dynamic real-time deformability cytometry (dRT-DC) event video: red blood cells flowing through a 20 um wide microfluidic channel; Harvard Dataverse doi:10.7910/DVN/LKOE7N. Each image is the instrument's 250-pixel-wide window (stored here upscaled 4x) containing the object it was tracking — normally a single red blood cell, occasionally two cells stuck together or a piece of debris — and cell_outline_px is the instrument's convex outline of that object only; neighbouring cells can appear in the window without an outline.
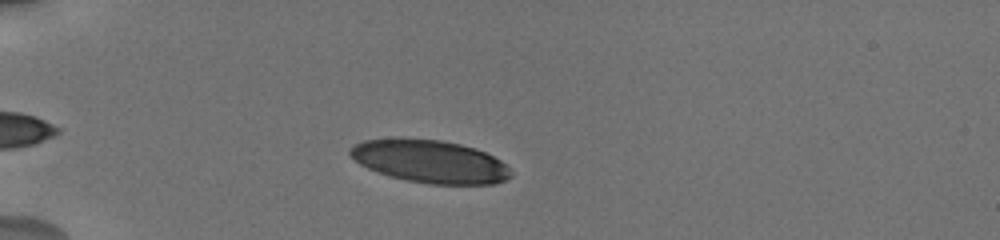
{"species": "human", "species_latin": "Homo sapiens", "temperature_condition": "cold", "stored_images_in_passage": 50, "camera_frame_rate_fps": 3000, "um_per_image_px": 0.085, "donor": {"sex": "male"}, "frame": {"image": 1, "passage_image": 13, "time_ms": 2.667, "image_size_px": [1000, 240], "cell_outline_px": [[512, 176], [504, 180], [492, 184], [432, 184], [408, 180], [392, 176], [368, 168], [360, 164], [348, 152], [348, 148], [364, 140], [440, 140], [460, 144], [476, 148], [508, 164], [512, 172]], "centroid_in_image_um": [36.62, 13.74], "position_along_channel_um": 48.4, "area_um2": 39.25}}
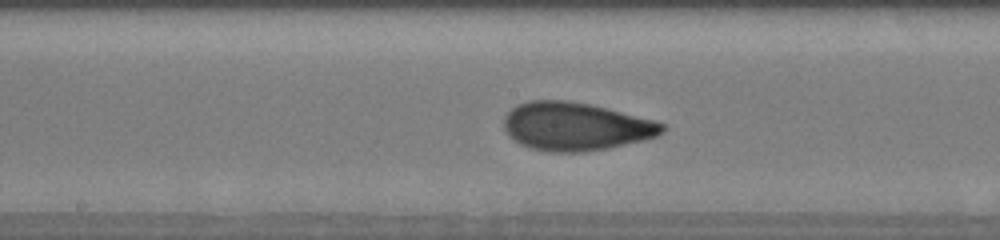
{"frame": {"image": 2, "passage_image": 30, "time_ms": 7.667, "image_size_px": [1000, 240], "cell_outline_px": [[664, 132], [656, 136], [644, 140], [608, 148], [584, 152], [548, 152], [532, 148], [520, 144], [508, 136], [504, 128], [504, 116], [516, 104], [528, 100], [568, 100], [588, 104], [656, 120], [664, 124]], "centroid_in_image_um": [48.9, 10.75], "position_along_channel_um": 199.3, "area_um2": 44.56}}
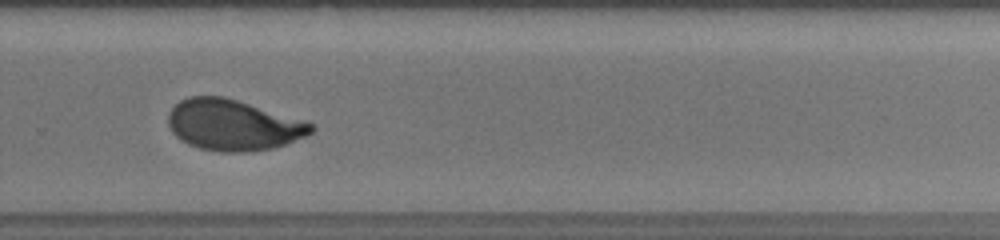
{"frame": {"image": 3, "passage_image": 41, "time_ms": 10.667, "image_size_px": [1000, 240], "cell_outline_px": [[316, 128], [312, 132], [304, 136], [284, 144], [272, 148], [248, 152], [220, 152], [200, 148], [188, 144], [180, 140], [172, 132], [168, 124], [168, 112], [180, 100], [188, 96], [224, 96], [304, 120], [316, 124]], "centroid_in_image_um": [19.8, 10.62], "position_along_channel_um": 310.0, "area_um2": 42.43}, "authors_computed_cell_mechanics": {"area_um2": 42.3385, "velocity_mm_per_s": 3.7077, "shape_relaxation_time_tau1_ms": 3.9436, "shape_relaxation_time_tau2_ms": 0.8868, "deformation_change_tau1": 0.174, "deformation_change_tau2": 0.068}}